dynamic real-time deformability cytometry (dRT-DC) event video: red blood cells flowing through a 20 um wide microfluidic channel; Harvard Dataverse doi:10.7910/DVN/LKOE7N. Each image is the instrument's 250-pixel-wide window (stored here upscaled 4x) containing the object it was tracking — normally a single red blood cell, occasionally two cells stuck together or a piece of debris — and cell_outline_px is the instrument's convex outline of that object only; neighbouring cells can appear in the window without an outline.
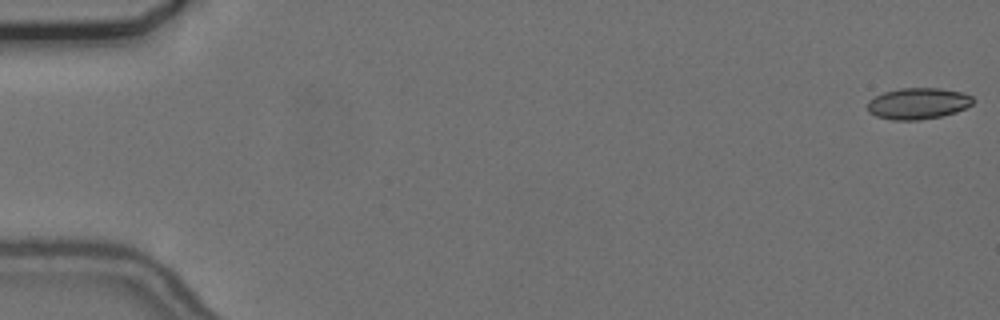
{"species": "common noctule bat (a hibernating species)", "species_latin": "Nyctalus noctula", "temperature_condition": "cold", "stored_images_in_passage": 56, "camera_frame_rate_fps": 3000, "um_per_image_px": 0.085, "animal": {"sex": "female", "body_mass_g": 24.6, "forearm_length_mm": 56.2}, "frame": {"image": 1, "passage_image": 1, "time_ms": 0.0, "image_size_px": [1000, 320], "cell_outline_px": [[976, 100], [972, 104], [956, 112], [940, 116], [920, 120], [892, 120], [876, 116], [868, 112], [868, 100], [884, 92], [900, 88], [940, 88], [964, 92], [972, 96]], "centroid_in_image_um": [78.05, 8.79], "position_along_channel_um": 7.0, "area_um2": 19.36}}
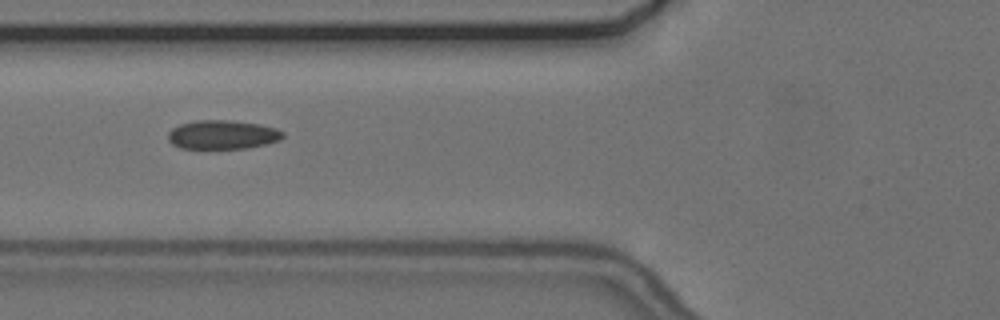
{"frame": {"image": 2, "passage_image": 22, "time_ms": 7.0, "image_size_px": [1000, 320], "cell_outline_px": [[284, 136], [280, 140], [264, 144], [244, 148], [180, 148], [172, 144], [168, 140], [168, 132], [172, 128], [180, 124], [196, 120], [232, 120], [260, 124], [276, 128], [284, 132]], "centroid_in_image_um": [18.9, 11.43], "position_along_channel_um": 106.9, "area_um2": 19.36}}
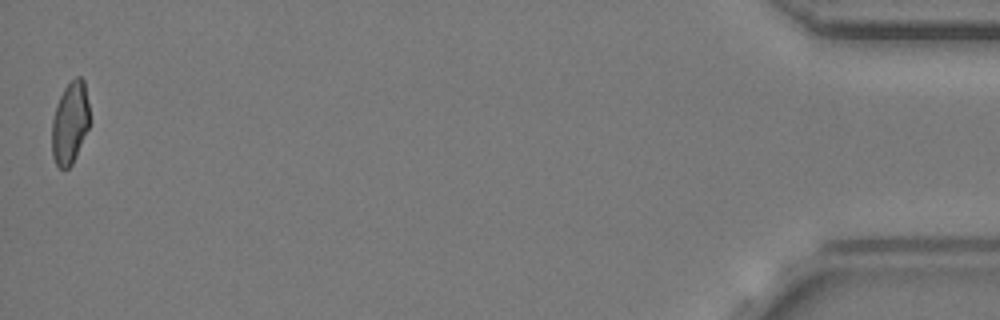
{"frame": {"image": 3, "passage_image": 56, "time_ms": 18.333, "image_size_px": [1000, 320], "cell_outline_px": [[88, 128], [76, 156], [72, 164], [68, 168], [60, 168], [56, 164], [52, 156], [52, 120], [56, 104], [64, 88], [76, 76], [80, 76], [84, 80], [88, 104]], "centroid_in_image_um": [5.93, 10.44], "position_along_channel_um": 429.3, "area_um2": 17.86}, "authors_computed_cell_mechanics": {"area_um2": 19.2763, "velocity_mm_per_s": 3.6778, "shape_relaxation_time_tau1_ms": null, "shape_relaxation_time_tau2_ms": 2.133, "deformation_change_tau1": null, "deformation_change_tau2": 0.07}}